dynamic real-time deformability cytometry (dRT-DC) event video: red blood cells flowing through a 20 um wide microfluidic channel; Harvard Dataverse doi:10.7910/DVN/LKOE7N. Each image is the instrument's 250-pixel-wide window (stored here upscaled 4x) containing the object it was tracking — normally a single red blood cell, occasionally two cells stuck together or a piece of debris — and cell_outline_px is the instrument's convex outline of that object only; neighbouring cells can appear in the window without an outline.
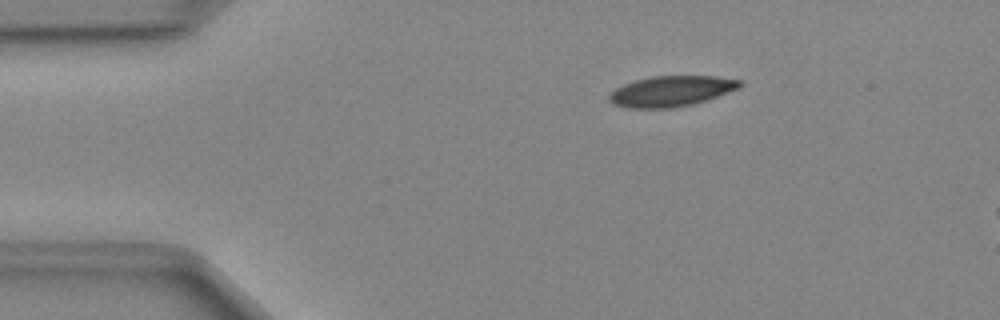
{"species": "Egyptian fruit bat (a non-hibernating species)", "species_latin": "Rousettus aegyptiacus", "temperature_condition": "cold", "stored_images_in_passage": 42, "camera_frame_rate_fps": 3000, "um_per_image_px": 0.085, "animal": {"sex": "female"}, "frame": {"image": 1, "passage_image": 2, "time_ms": 0.333, "image_size_px": [1000, 320], "cell_outline_px": [[744, 84], [740, 88], [692, 104], [668, 108], [628, 108], [612, 104], [608, 100], [608, 96], [616, 88], [624, 84], [636, 80], [652, 76], [716, 76], [740, 80]], "centroid_in_image_um": [57.04, 7.74], "position_along_channel_um": 28.0, "area_um2": 23.12}}
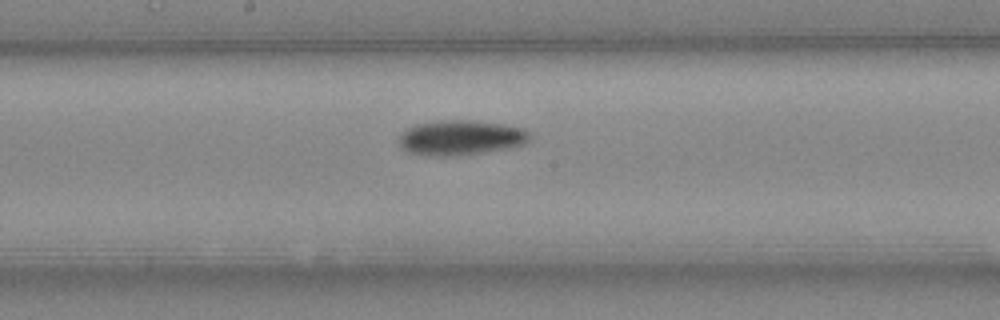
{"frame": {"image": 2, "passage_image": 19, "time_ms": 6.0, "image_size_px": [1000, 320], "cell_outline_px": [[532, 136], [524, 144], [508, 148], [484, 152], [448, 156], [424, 156], [408, 152], [400, 148], [400, 136], [408, 128], [416, 124], [436, 120], [476, 120], [504, 124], [524, 128]], "centroid_in_image_um": [39.16, 11.69], "position_along_channel_um": 209.0, "area_um2": 26.82}}
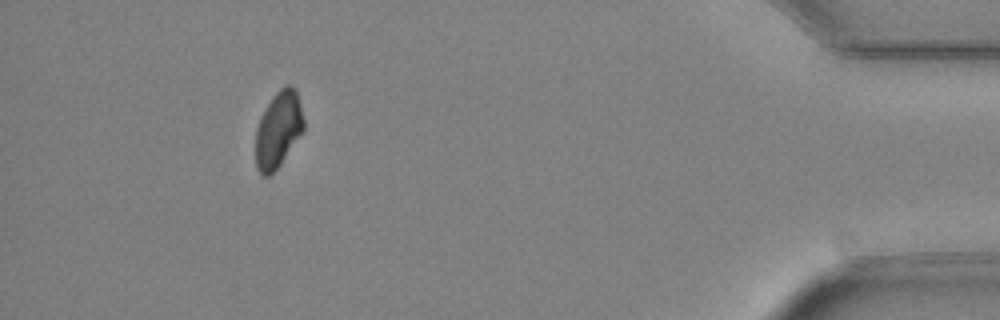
{"frame": {"image": 3, "passage_image": 38, "time_ms": 12.333, "image_size_px": [1000, 320], "cell_outline_px": [[304, 132], [280, 164], [268, 176], [264, 176], [256, 168], [256, 128], [260, 116], [272, 96], [284, 84], [288, 84], [296, 88], [304, 120]], "centroid_in_image_um": [23.67, 10.98], "position_along_channel_um": 411.5, "area_um2": 21.5}}